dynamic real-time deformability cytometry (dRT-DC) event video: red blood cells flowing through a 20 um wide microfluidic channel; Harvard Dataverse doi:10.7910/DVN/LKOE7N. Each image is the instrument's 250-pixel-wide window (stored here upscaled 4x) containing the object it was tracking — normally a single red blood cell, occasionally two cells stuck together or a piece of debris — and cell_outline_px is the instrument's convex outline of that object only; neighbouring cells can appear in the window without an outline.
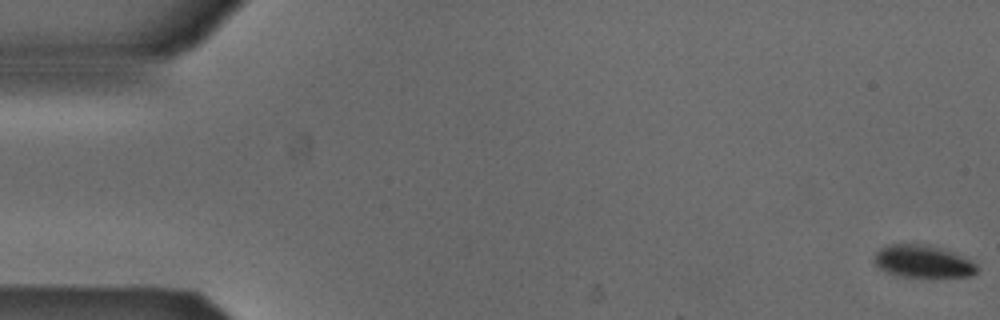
{"species": "Egyptian fruit bat (a non-hibernating species)", "species_latin": "Rousettus aegyptiacus", "temperature_condition": "cold", "stored_images_in_passage": 5, "camera_frame_rate_fps": 3000, "um_per_image_px": 0.085, "animal": {"sex": "male"}, "frame": {"image": 1, "passage_image": 1, "time_ms": 0.0, "image_size_px": [1000, 320], "cell_outline_px": [[980, 268], [972, 276], [932, 280], [896, 276], [880, 268], [872, 260], [876, 252], [880, 248], [888, 244], [928, 244], [952, 252], [972, 260]], "centroid_in_image_um": [78.49, 22.28], "position_along_channel_um": 6.5, "area_um2": 20.46}}